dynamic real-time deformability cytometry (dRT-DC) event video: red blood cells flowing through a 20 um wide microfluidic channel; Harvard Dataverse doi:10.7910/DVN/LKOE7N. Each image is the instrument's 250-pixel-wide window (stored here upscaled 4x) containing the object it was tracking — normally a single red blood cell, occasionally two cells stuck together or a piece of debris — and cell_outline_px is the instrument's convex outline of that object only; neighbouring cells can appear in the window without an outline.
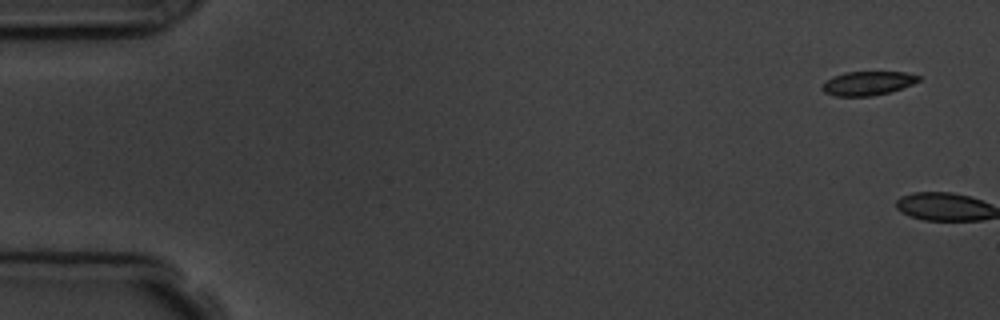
{"species": "common noctule bat (a hibernating species)", "species_latin": "Nyctalus noctula", "temperature_condition": "room temperature", "stored_images_in_passage": 2, "camera_frame_rate_fps": 3000, "um_per_image_px": 0.085, "animal": {"sex": "male", "body_mass_g": 19.5, "forearm_length_mm": 54.6}, "frame": {"image": 1, "passage_image": 1, "time_ms": 0.0, "image_size_px": [1000, 320], "cell_outline_px": [[920, 80], [912, 84], [888, 92], [872, 96], [836, 96], [824, 92], [820, 88], [820, 84], [832, 76], [844, 72], [904, 72], [920, 76]], "centroid_in_image_um": [73.68, 7.07], "position_along_channel_um": 11.3, "area_um2": 13.47}}